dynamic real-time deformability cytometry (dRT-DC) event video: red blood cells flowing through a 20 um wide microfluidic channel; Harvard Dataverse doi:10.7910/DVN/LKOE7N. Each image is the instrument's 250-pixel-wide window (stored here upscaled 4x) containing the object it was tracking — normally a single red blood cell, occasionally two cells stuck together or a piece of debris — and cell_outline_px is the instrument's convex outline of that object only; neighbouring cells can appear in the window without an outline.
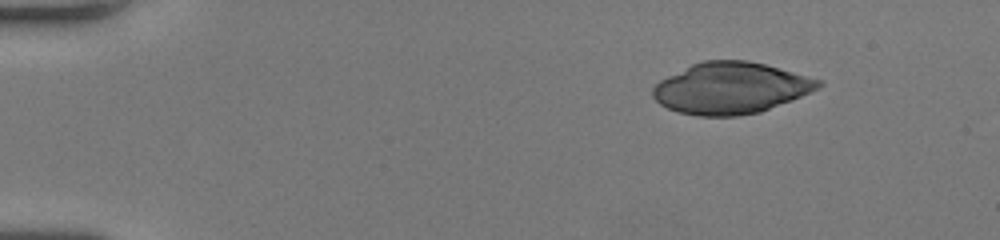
{"species": "human", "species_latin": "Homo sapiens", "temperature_condition": "room temperature", "stored_images_in_passage": 11, "camera_frame_rate_fps": 3000, "um_per_image_px": 0.085, "donor": {"sex": "female"}, "frame": {"image": 1, "passage_image": 1, "time_ms": 0.0, "image_size_px": [1000, 240], "cell_outline_px": [[824, 84], [820, 88], [792, 100], [760, 112], [740, 116], [696, 116], [676, 112], [660, 104], [652, 96], [652, 88], [660, 80], [692, 64], [704, 60], [748, 60], [764, 64], [824, 80]], "centroid_in_image_um": [62.13, 7.49], "position_along_channel_um": 22.9, "area_um2": 49.77}}